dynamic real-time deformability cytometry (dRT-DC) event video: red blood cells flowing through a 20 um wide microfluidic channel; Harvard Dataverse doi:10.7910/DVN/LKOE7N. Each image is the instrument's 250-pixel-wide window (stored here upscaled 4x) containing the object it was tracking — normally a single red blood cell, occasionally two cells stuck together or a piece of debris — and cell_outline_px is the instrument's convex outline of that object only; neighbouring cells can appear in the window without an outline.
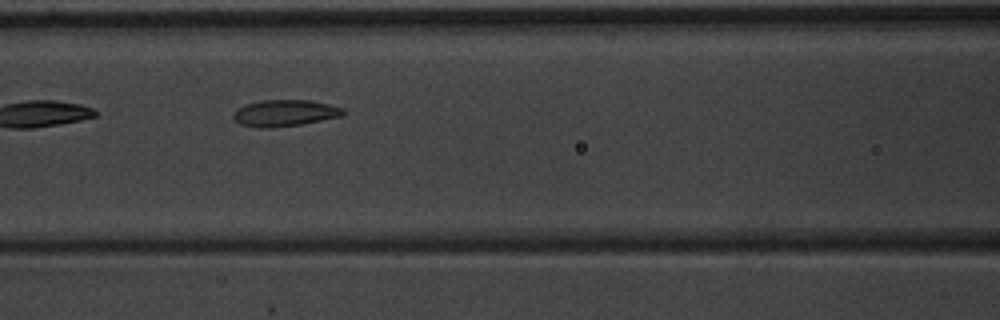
{"species": "common noctule bat (a hibernating species)", "species_latin": "Nyctalus noctula", "temperature_condition": "warm", "stored_images_in_passage": 7, "camera_frame_rate_fps": 3000, "um_per_image_px": 0.085, "animal": {"sex": "male", "body_mass_g": 20.1, "forearm_length_mm": 53.5}, "frame": {"image": 1, "passage_image": 5, "time_ms": 1.333, "image_size_px": [1000, 320], "cell_outline_px": [[344, 116], [300, 124], [272, 128], [260, 128], [240, 124], [232, 116], [240, 108], [248, 104], [264, 100], [308, 100], [328, 104], [344, 108]], "centroid_in_image_um": [24.25, 9.62], "position_along_channel_um": 142.3, "area_um2": 16.7}}
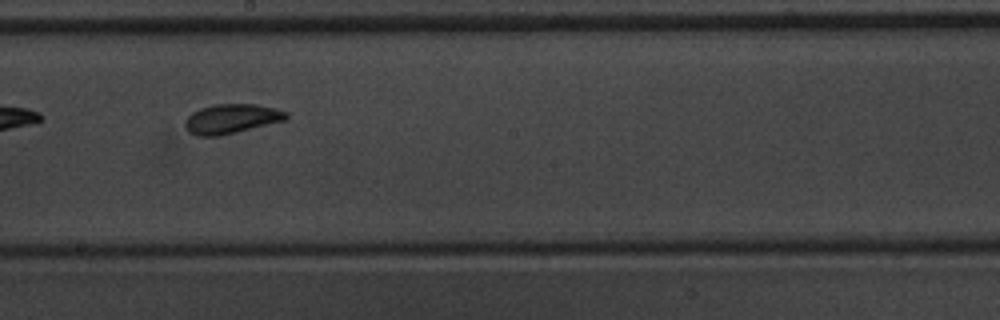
{"frame": {"image": 2, "passage_image": 7, "time_ms": 2.0, "image_size_px": [1000, 320], "cell_outline_px": [[288, 120], [220, 136], [196, 136], [188, 132], [184, 124], [184, 120], [192, 112], [200, 108], [216, 104], [256, 104], [276, 108], [288, 112]], "centroid_in_image_um": [19.69, 10.1], "position_along_channel_um": 228.5, "area_um2": 17.69}}